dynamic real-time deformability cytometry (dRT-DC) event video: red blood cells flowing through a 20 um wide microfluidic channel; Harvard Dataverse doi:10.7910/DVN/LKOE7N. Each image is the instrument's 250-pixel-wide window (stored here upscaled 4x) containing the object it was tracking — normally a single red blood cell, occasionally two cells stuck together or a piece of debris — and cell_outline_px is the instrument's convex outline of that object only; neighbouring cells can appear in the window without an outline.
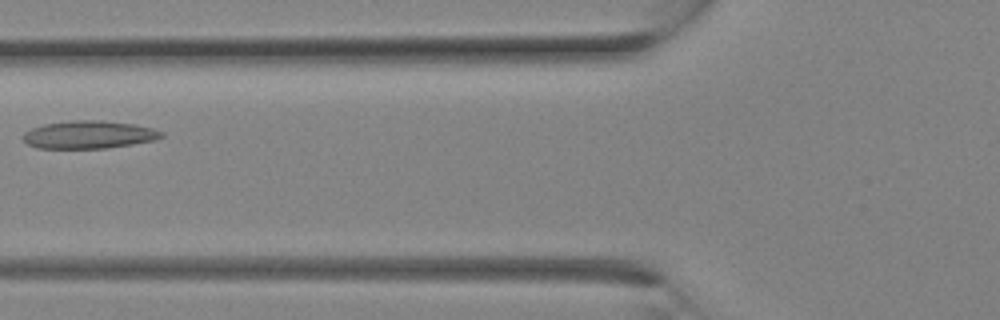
{"species": "Egyptian fruit bat (a non-hibernating species)", "species_latin": "Rousettus aegyptiacus", "temperature_condition": "room temperature", "stored_images_in_passage": 20, "camera_frame_rate_fps": 3000, "um_per_image_px": 0.085, "animal": {"sex": "female"}, "frame": {"image": 1, "passage_image": 3, "time_ms": 0.667, "image_size_px": [1000, 320], "cell_outline_px": [[164, 136], [152, 140], [132, 144], [108, 148], [36, 148], [28, 144], [24, 140], [24, 132], [32, 128], [44, 124], [76, 120], [100, 120], [136, 124], [152, 128], [164, 132]], "centroid_in_image_um": [7.57, 11.44], "position_along_channel_um": 118.2, "area_um2": 22.31}}
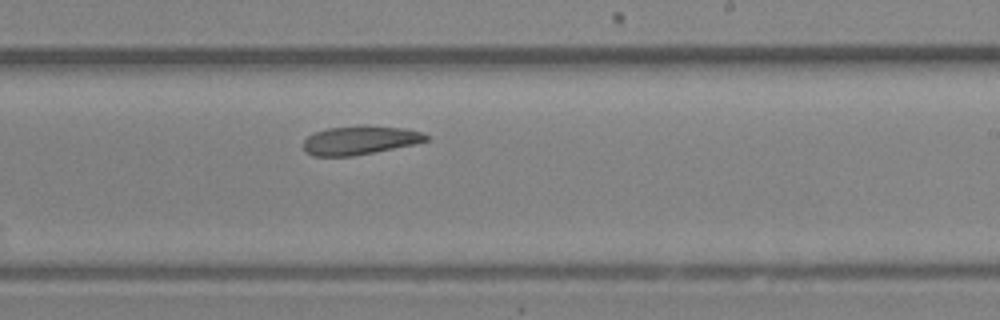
{"frame": {"image": 2, "passage_image": 9, "time_ms": 2.667, "image_size_px": [1000, 320], "cell_outline_px": [[428, 140], [412, 144], [352, 156], [312, 156], [304, 152], [304, 140], [308, 136], [316, 132], [328, 128], [364, 124], [404, 128], [424, 132], [428, 136]], "centroid_in_image_um": [30.57, 11.9], "position_along_channel_um": 258.4, "area_um2": 20.58}}
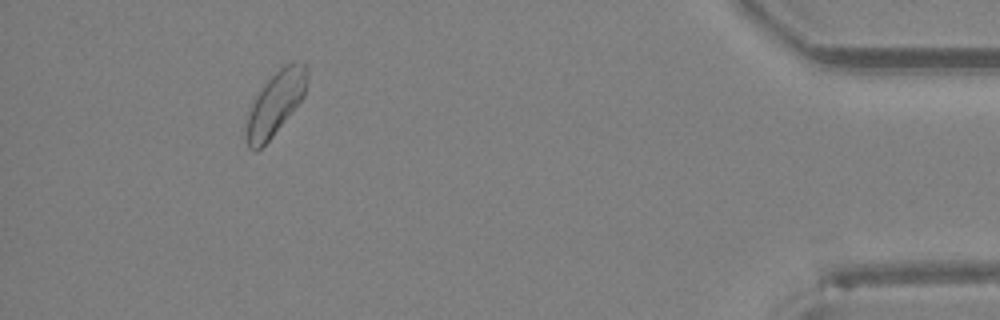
{"frame": {"image": 3, "passage_image": 18, "time_ms": 5.667, "image_size_px": [1000, 320], "cell_outline_px": [[308, 76], [304, 96], [272, 136], [256, 152], [252, 152], [248, 148], [244, 136], [244, 132], [248, 116], [252, 104], [256, 96], [264, 84], [284, 64], [292, 60], [304, 64], [308, 68]], "centroid_in_image_um": [23.39, 8.79], "position_along_channel_um": 411.8, "area_um2": 22.37}}